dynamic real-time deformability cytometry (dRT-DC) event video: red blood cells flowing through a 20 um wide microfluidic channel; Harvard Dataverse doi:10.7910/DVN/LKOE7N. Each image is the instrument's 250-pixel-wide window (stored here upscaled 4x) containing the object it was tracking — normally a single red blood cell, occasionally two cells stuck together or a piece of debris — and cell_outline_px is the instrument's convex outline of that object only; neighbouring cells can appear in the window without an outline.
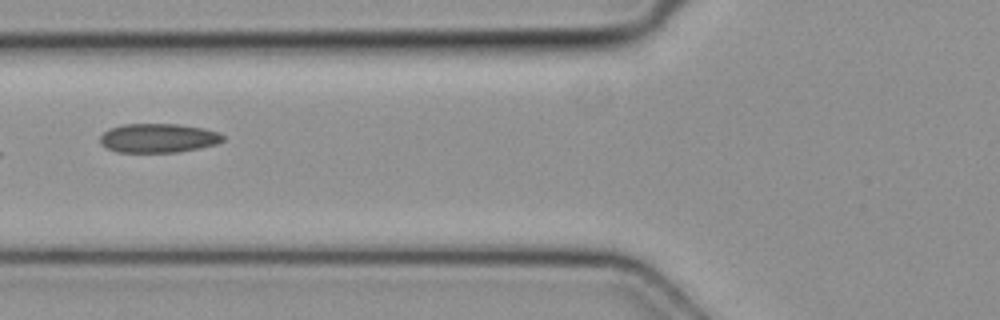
{"species": "common noctule bat (a hibernating species)", "species_latin": "Nyctalus noctula", "temperature_condition": "cold", "stored_images_in_passage": 4, "camera_frame_rate_fps": 3000, "um_per_image_px": 0.085, "animal": {"sex": "female", "body_mass_g": 19.3, "forearm_length_mm": 54.1}, "frame": {"image": 1, "passage_image": 4, "time_ms": 1.0, "image_size_px": [1000, 320], "cell_outline_px": [[224, 140], [216, 144], [176, 152], [116, 152], [100, 144], [100, 136], [108, 128], [124, 124], [180, 124], [204, 128], [216, 132], [224, 136]], "centroid_in_image_um": [13.41, 11.73], "position_along_channel_um": 112.4, "area_um2": 20.75}}